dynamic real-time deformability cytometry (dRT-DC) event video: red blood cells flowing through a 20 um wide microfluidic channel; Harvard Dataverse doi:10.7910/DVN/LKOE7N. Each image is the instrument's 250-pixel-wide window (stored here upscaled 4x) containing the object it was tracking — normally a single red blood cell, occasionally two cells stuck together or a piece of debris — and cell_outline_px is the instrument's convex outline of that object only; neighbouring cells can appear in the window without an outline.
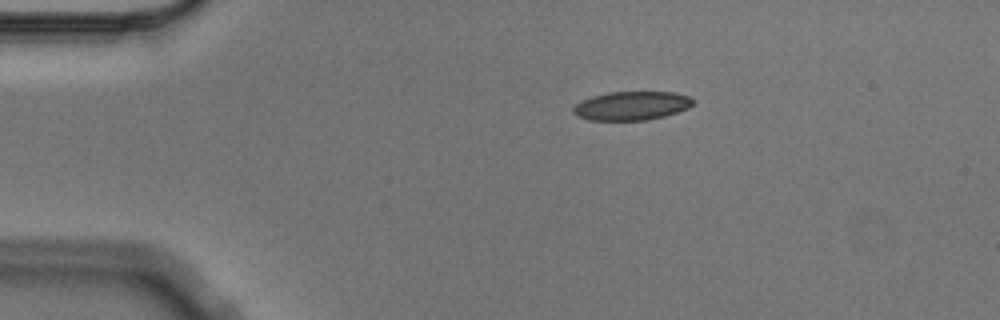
{"species": "Egyptian fruit bat (a non-hibernating species)", "species_latin": "Rousettus aegyptiacus", "temperature_condition": "cold", "stored_images_in_passage": 2, "camera_frame_rate_fps": 3000, "um_per_image_px": 0.085, "animal": {"sex": "male"}, "frame": {"image": 1, "passage_image": 1, "time_ms": 0.0, "image_size_px": [1000, 320], "cell_outline_px": [[692, 104], [688, 108], [664, 116], [648, 120], [588, 120], [576, 116], [572, 112], [572, 108], [576, 104], [592, 96], [608, 92], [672, 92], [688, 96], [692, 100]], "centroid_in_image_um": [53.64, 8.99], "position_along_channel_um": 31.4, "area_um2": 19.94}}